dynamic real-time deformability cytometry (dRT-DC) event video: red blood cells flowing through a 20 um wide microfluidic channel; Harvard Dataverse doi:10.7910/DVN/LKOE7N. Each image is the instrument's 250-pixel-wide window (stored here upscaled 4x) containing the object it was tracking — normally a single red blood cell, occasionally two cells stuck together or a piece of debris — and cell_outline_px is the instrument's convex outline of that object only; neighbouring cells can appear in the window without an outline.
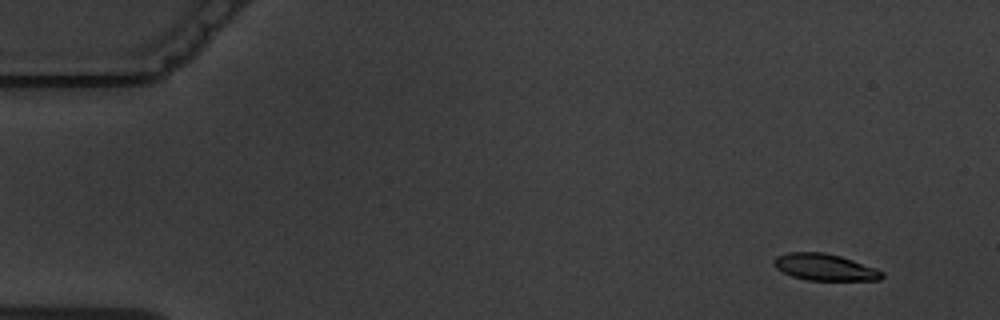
{"species": "common noctule bat (a hibernating species)", "species_latin": "Nyctalus noctula", "temperature_condition": "warm", "stored_images_in_passage": 6, "camera_frame_rate_fps": 3000, "um_per_image_px": 0.085, "animal": {"sex": "male", "body_mass_g": 19.5, "forearm_length_mm": 54.6}, "frame": {"image": 1, "passage_image": 2, "time_ms": 1.0, "image_size_px": [1000, 320], "cell_outline_px": [[884, 276], [880, 280], [808, 280], [792, 276], [776, 268], [772, 264], [772, 260], [776, 256], [788, 252], [824, 252], [840, 256], [876, 268], [884, 272]], "centroid_in_image_um": [70.09, 22.7], "position_along_channel_um": 14.9, "area_um2": 16.82}}
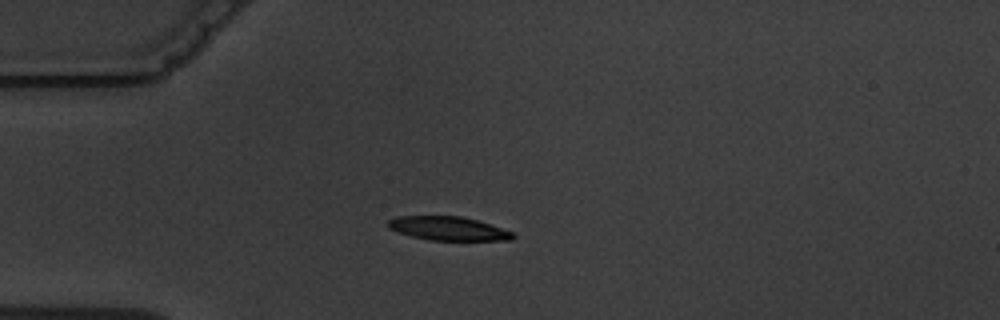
{"frame": {"image": 2, "passage_image": 5, "time_ms": 4.667, "image_size_px": [1000, 320], "cell_outline_px": [[516, 236], [512, 240], [428, 240], [396, 232], [388, 228], [388, 220], [396, 216], [460, 216], [476, 220], [512, 232]], "centroid_in_image_um": [38.05, 19.42], "position_along_channel_um": 47.0, "area_um2": 17.17}}